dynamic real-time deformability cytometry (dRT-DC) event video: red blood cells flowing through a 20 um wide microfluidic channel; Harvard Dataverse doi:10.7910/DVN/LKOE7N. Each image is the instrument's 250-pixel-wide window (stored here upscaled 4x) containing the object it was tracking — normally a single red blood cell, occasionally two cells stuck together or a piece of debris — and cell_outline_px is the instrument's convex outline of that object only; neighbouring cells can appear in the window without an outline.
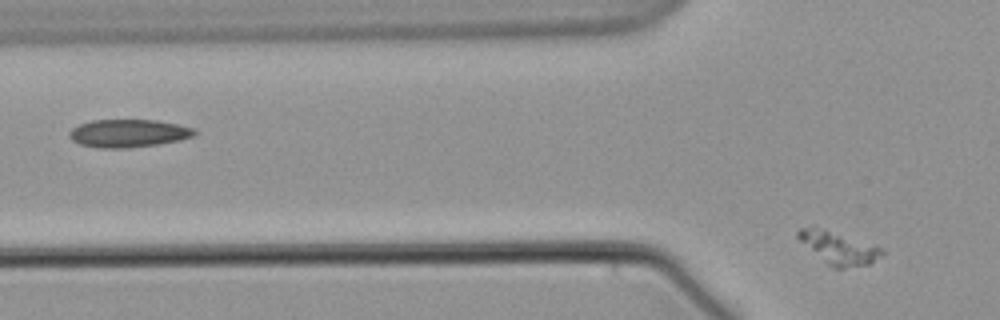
{"species": "common noctule bat (a hibernating species)", "species_latin": "Nyctalus noctula", "temperature_condition": "warm", "stored_images_in_passage": 6, "segment_of_instrument_passage": [2, 2], "camera_frame_rate_fps": 3000, "um_per_image_px": 0.085, "animal": {"sex": "male", "body_mass_g": 21.5, "forearm_length_mm": 52.0}, "frame": {"image": 1, "passage_image": 6, "time_ms": 6.667, "image_size_px": [1000, 320], "cell_outline_px": [[884, 252], [868, 264], [840, 268], [832, 268], [800, 240], [796, 236], [796, 232], [800, 228], [812, 224], [824, 228], [880, 248]], "centroid_in_image_um": [71.18, 21.03], "position_along_channel_um": 54.6, "area_um2": 15.37}}